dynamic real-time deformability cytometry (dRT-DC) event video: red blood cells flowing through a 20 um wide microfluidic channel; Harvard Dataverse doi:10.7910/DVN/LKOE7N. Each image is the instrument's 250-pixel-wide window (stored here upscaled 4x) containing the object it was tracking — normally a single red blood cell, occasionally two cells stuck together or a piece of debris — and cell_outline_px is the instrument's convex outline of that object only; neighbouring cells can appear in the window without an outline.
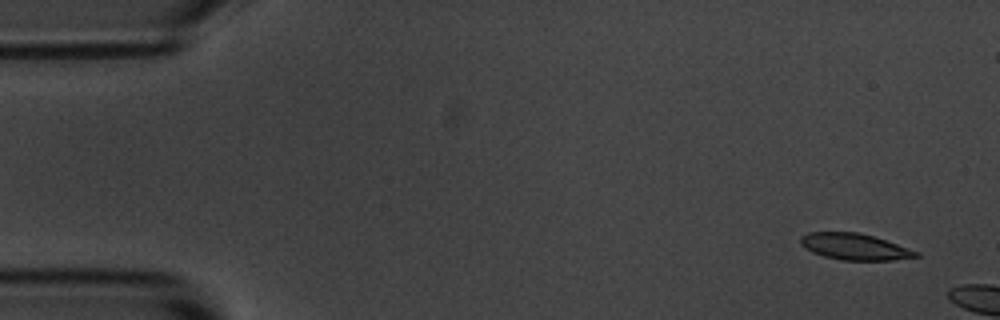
{"species": "common noctule bat (a hibernating species)", "species_latin": "Nyctalus noctula", "temperature_condition": "room temperature", "stored_images_in_passage": 3, "camera_frame_rate_fps": 3000, "um_per_image_px": 0.085, "animal": {"sex": "male", "body_mass_g": 20.1, "forearm_length_mm": 53.5}, "frame": {"image": 1, "passage_image": 1, "time_ms": 0.0, "image_size_px": [1000, 320], "cell_outline_px": [[920, 256], [892, 260], [840, 260], [824, 256], [812, 252], [804, 248], [800, 244], [800, 236], [808, 232], [860, 232], [920, 252]], "centroid_in_image_um": [72.6, 20.97], "position_along_channel_um": 12.4, "area_um2": 17.69}}